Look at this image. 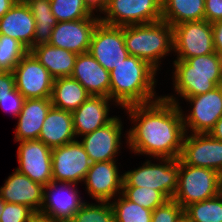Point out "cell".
Wrapping results in <instances>:
<instances>
[{
  "mask_svg": "<svg viewBox=\"0 0 222 222\" xmlns=\"http://www.w3.org/2000/svg\"><path fill=\"white\" fill-rule=\"evenodd\" d=\"M90 94L76 79L70 77H60L54 79L51 104L53 107L73 112L84 103Z\"/></svg>",
  "mask_w": 222,
  "mask_h": 222,
  "instance_id": "cell-26",
  "label": "cell"
},
{
  "mask_svg": "<svg viewBox=\"0 0 222 222\" xmlns=\"http://www.w3.org/2000/svg\"><path fill=\"white\" fill-rule=\"evenodd\" d=\"M83 1L92 12H94V10H96V12L98 10L99 12H102L105 9L106 4L108 2V0H83Z\"/></svg>",
  "mask_w": 222,
  "mask_h": 222,
  "instance_id": "cell-41",
  "label": "cell"
},
{
  "mask_svg": "<svg viewBox=\"0 0 222 222\" xmlns=\"http://www.w3.org/2000/svg\"><path fill=\"white\" fill-rule=\"evenodd\" d=\"M100 22L111 26L148 24L162 20V0H108Z\"/></svg>",
  "mask_w": 222,
  "mask_h": 222,
  "instance_id": "cell-7",
  "label": "cell"
},
{
  "mask_svg": "<svg viewBox=\"0 0 222 222\" xmlns=\"http://www.w3.org/2000/svg\"><path fill=\"white\" fill-rule=\"evenodd\" d=\"M28 49L17 39L0 34V65L13 71Z\"/></svg>",
  "mask_w": 222,
  "mask_h": 222,
  "instance_id": "cell-34",
  "label": "cell"
},
{
  "mask_svg": "<svg viewBox=\"0 0 222 222\" xmlns=\"http://www.w3.org/2000/svg\"><path fill=\"white\" fill-rule=\"evenodd\" d=\"M123 177L118 173L115 161L95 162L83 180L88 195L94 200L111 202L117 193H122ZM121 191V192H120Z\"/></svg>",
  "mask_w": 222,
  "mask_h": 222,
  "instance_id": "cell-18",
  "label": "cell"
},
{
  "mask_svg": "<svg viewBox=\"0 0 222 222\" xmlns=\"http://www.w3.org/2000/svg\"><path fill=\"white\" fill-rule=\"evenodd\" d=\"M52 180L66 183H79L84 180L92 165L80 141L75 140L52 149Z\"/></svg>",
  "mask_w": 222,
  "mask_h": 222,
  "instance_id": "cell-10",
  "label": "cell"
},
{
  "mask_svg": "<svg viewBox=\"0 0 222 222\" xmlns=\"http://www.w3.org/2000/svg\"><path fill=\"white\" fill-rule=\"evenodd\" d=\"M44 186L34 182L17 169L0 188L3 201L30 207L39 213L43 204Z\"/></svg>",
  "mask_w": 222,
  "mask_h": 222,
  "instance_id": "cell-19",
  "label": "cell"
},
{
  "mask_svg": "<svg viewBox=\"0 0 222 222\" xmlns=\"http://www.w3.org/2000/svg\"><path fill=\"white\" fill-rule=\"evenodd\" d=\"M71 77L90 95L110 98V73L89 52L77 55Z\"/></svg>",
  "mask_w": 222,
  "mask_h": 222,
  "instance_id": "cell-20",
  "label": "cell"
},
{
  "mask_svg": "<svg viewBox=\"0 0 222 222\" xmlns=\"http://www.w3.org/2000/svg\"><path fill=\"white\" fill-rule=\"evenodd\" d=\"M204 20L210 23L222 20V0H205Z\"/></svg>",
  "mask_w": 222,
  "mask_h": 222,
  "instance_id": "cell-38",
  "label": "cell"
},
{
  "mask_svg": "<svg viewBox=\"0 0 222 222\" xmlns=\"http://www.w3.org/2000/svg\"><path fill=\"white\" fill-rule=\"evenodd\" d=\"M124 39L129 55L146 61L156 71L159 60L173 51V27L164 20L124 26Z\"/></svg>",
  "mask_w": 222,
  "mask_h": 222,
  "instance_id": "cell-4",
  "label": "cell"
},
{
  "mask_svg": "<svg viewBox=\"0 0 222 222\" xmlns=\"http://www.w3.org/2000/svg\"><path fill=\"white\" fill-rule=\"evenodd\" d=\"M178 222H193L185 214L178 220Z\"/></svg>",
  "mask_w": 222,
  "mask_h": 222,
  "instance_id": "cell-46",
  "label": "cell"
},
{
  "mask_svg": "<svg viewBox=\"0 0 222 222\" xmlns=\"http://www.w3.org/2000/svg\"><path fill=\"white\" fill-rule=\"evenodd\" d=\"M15 78L11 71L0 75V99L15 89Z\"/></svg>",
  "mask_w": 222,
  "mask_h": 222,
  "instance_id": "cell-39",
  "label": "cell"
},
{
  "mask_svg": "<svg viewBox=\"0 0 222 222\" xmlns=\"http://www.w3.org/2000/svg\"><path fill=\"white\" fill-rule=\"evenodd\" d=\"M184 214L193 222H222V196L189 204Z\"/></svg>",
  "mask_w": 222,
  "mask_h": 222,
  "instance_id": "cell-29",
  "label": "cell"
},
{
  "mask_svg": "<svg viewBox=\"0 0 222 222\" xmlns=\"http://www.w3.org/2000/svg\"><path fill=\"white\" fill-rule=\"evenodd\" d=\"M109 73L110 99L123 109L151 103L162 97L155 96L156 70L138 57L129 55Z\"/></svg>",
  "mask_w": 222,
  "mask_h": 222,
  "instance_id": "cell-2",
  "label": "cell"
},
{
  "mask_svg": "<svg viewBox=\"0 0 222 222\" xmlns=\"http://www.w3.org/2000/svg\"><path fill=\"white\" fill-rule=\"evenodd\" d=\"M157 159L160 164L146 160L141 167L125 172L123 187L152 188L160 191L168 200L173 199L178 186L179 159Z\"/></svg>",
  "mask_w": 222,
  "mask_h": 222,
  "instance_id": "cell-5",
  "label": "cell"
},
{
  "mask_svg": "<svg viewBox=\"0 0 222 222\" xmlns=\"http://www.w3.org/2000/svg\"><path fill=\"white\" fill-rule=\"evenodd\" d=\"M18 0H0V18L9 11Z\"/></svg>",
  "mask_w": 222,
  "mask_h": 222,
  "instance_id": "cell-43",
  "label": "cell"
},
{
  "mask_svg": "<svg viewBox=\"0 0 222 222\" xmlns=\"http://www.w3.org/2000/svg\"><path fill=\"white\" fill-rule=\"evenodd\" d=\"M174 96L126 107L135 126L127 132L129 148L136 154L179 159L185 136L183 111Z\"/></svg>",
  "mask_w": 222,
  "mask_h": 222,
  "instance_id": "cell-1",
  "label": "cell"
},
{
  "mask_svg": "<svg viewBox=\"0 0 222 222\" xmlns=\"http://www.w3.org/2000/svg\"><path fill=\"white\" fill-rule=\"evenodd\" d=\"M122 195V196H120ZM117 201L110 202L113 209L115 222H151L152 210L143 208L128 200L122 193Z\"/></svg>",
  "mask_w": 222,
  "mask_h": 222,
  "instance_id": "cell-30",
  "label": "cell"
},
{
  "mask_svg": "<svg viewBox=\"0 0 222 222\" xmlns=\"http://www.w3.org/2000/svg\"><path fill=\"white\" fill-rule=\"evenodd\" d=\"M217 192L219 196H222V170L218 172Z\"/></svg>",
  "mask_w": 222,
  "mask_h": 222,
  "instance_id": "cell-45",
  "label": "cell"
},
{
  "mask_svg": "<svg viewBox=\"0 0 222 222\" xmlns=\"http://www.w3.org/2000/svg\"><path fill=\"white\" fill-rule=\"evenodd\" d=\"M218 172L204 167L186 165L179 158L178 186L173 199L183 208L218 195Z\"/></svg>",
  "mask_w": 222,
  "mask_h": 222,
  "instance_id": "cell-6",
  "label": "cell"
},
{
  "mask_svg": "<svg viewBox=\"0 0 222 222\" xmlns=\"http://www.w3.org/2000/svg\"><path fill=\"white\" fill-rule=\"evenodd\" d=\"M122 121L115 117L106 125L83 135L80 143L92 163L115 161L121 147Z\"/></svg>",
  "mask_w": 222,
  "mask_h": 222,
  "instance_id": "cell-16",
  "label": "cell"
},
{
  "mask_svg": "<svg viewBox=\"0 0 222 222\" xmlns=\"http://www.w3.org/2000/svg\"><path fill=\"white\" fill-rule=\"evenodd\" d=\"M180 159L196 167L222 170V141L216 140L209 133H185Z\"/></svg>",
  "mask_w": 222,
  "mask_h": 222,
  "instance_id": "cell-13",
  "label": "cell"
},
{
  "mask_svg": "<svg viewBox=\"0 0 222 222\" xmlns=\"http://www.w3.org/2000/svg\"><path fill=\"white\" fill-rule=\"evenodd\" d=\"M50 5L51 11L58 22L99 18L83 0H50Z\"/></svg>",
  "mask_w": 222,
  "mask_h": 222,
  "instance_id": "cell-31",
  "label": "cell"
},
{
  "mask_svg": "<svg viewBox=\"0 0 222 222\" xmlns=\"http://www.w3.org/2000/svg\"><path fill=\"white\" fill-rule=\"evenodd\" d=\"M69 222H115L110 202L98 201V204L85 202Z\"/></svg>",
  "mask_w": 222,
  "mask_h": 222,
  "instance_id": "cell-32",
  "label": "cell"
},
{
  "mask_svg": "<svg viewBox=\"0 0 222 222\" xmlns=\"http://www.w3.org/2000/svg\"><path fill=\"white\" fill-rule=\"evenodd\" d=\"M30 222H61V221H57L51 217L42 215L40 213H36Z\"/></svg>",
  "mask_w": 222,
  "mask_h": 222,
  "instance_id": "cell-44",
  "label": "cell"
},
{
  "mask_svg": "<svg viewBox=\"0 0 222 222\" xmlns=\"http://www.w3.org/2000/svg\"><path fill=\"white\" fill-rule=\"evenodd\" d=\"M183 214L184 208L174 199H169L152 211L151 222H178Z\"/></svg>",
  "mask_w": 222,
  "mask_h": 222,
  "instance_id": "cell-35",
  "label": "cell"
},
{
  "mask_svg": "<svg viewBox=\"0 0 222 222\" xmlns=\"http://www.w3.org/2000/svg\"><path fill=\"white\" fill-rule=\"evenodd\" d=\"M35 214L28 206L5 202L0 222H30Z\"/></svg>",
  "mask_w": 222,
  "mask_h": 222,
  "instance_id": "cell-36",
  "label": "cell"
},
{
  "mask_svg": "<svg viewBox=\"0 0 222 222\" xmlns=\"http://www.w3.org/2000/svg\"><path fill=\"white\" fill-rule=\"evenodd\" d=\"M60 183L61 186L57 189ZM75 186V183L52 180L44 186L43 204L39 213L57 221L69 222L85 203L81 200L82 197L79 196Z\"/></svg>",
  "mask_w": 222,
  "mask_h": 222,
  "instance_id": "cell-14",
  "label": "cell"
},
{
  "mask_svg": "<svg viewBox=\"0 0 222 222\" xmlns=\"http://www.w3.org/2000/svg\"><path fill=\"white\" fill-rule=\"evenodd\" d=\"M35 19L23 0H18L0 18V34L17 39L30 51L33 48Z\"/></svg>",
  "mask_w": 222,
  "mask_h": 222,
  "instance_id": "cell-21",
  "label": "cell"
},
{
  "mask_svg": "<svg viewBox=\"0 0 222 222\" xmlns=\"http://www.w3.org/2000/svg\"><path fill=\"white\" fill-rule=\"evenodd\" d=\"M173 51L177 53L175 60L214 53L212 23L202 20L173 26Z\"/></svg>",
  "mask_w": 222,
  "mask_h": 222,
  "instance_id": "cell-8",
  "label": "cell"
},
{
  "mask_svg": "<svg viewBox=\"0 0 222 222\" xmlns=\"http://www.w3.org/2000/svg\"><path fill=\"white\" fill-rule=\"evenodd\" d=\"M30 52L54 79L72 75L77 54L49 43L37 45Z\"/></svg>",
  "mask_w": 222,
  "mask_h": 222,
  "instance_id": "cell-25",
  "label": "cell"
},
{
  "mask_svg": "<svg viewBox=\"0 0 222 222\" xmlns=\"http://www.w3.org/2000/svg\"><path fill=\"white\" fill-rule=\"evenodd\" d=\"M20 173L46 186L52 181V149L40 140L20 141L17 150Z\"/></svg>",
  "mask_w": 222,
  "mask_h": 222,
  "instance_id": "cell-15",
  "label": "cell"
},
{
  "mask_svg": "<svg viewBox=\"0 0 222 222\" xmlns=\"http://www.w3.org/2000/svg\"><path fill=\"white\" fill-rule=\"evenodd\" d=\"M109 101L106 96L90 95L75 111L72 112L75 136H83L109 123Z\"/></svg>",
  "mask_w": 222,
  "mask_h": 222,
  "instance_id": "cell-22",
  "label": "cell"
},
{
  "mask_svg": "<svg viewBox=\"0 0 222 222\" xmlns=\"http://www.w3.org/2000/svg\"><path fill=\"white\" fill-rule=\"evenodd\" d=\"M205 0H162V20L172 27L204 20Z\"/></svg>",
  "mask_w": 222,
  "mask_h": 222,
  "instance_id": "cell-27",
  "label": "cell"
},
{
  "mask_svg": "<svg viewBox=\"0 0 222 222\" xmlns=\"http://www.w3.org/2000/svg\"><path fill=\"white\" fill-rule=\"evenodd\" d=\"M52 106L50 98L25 99L18 115L15 141L38 140L44 120Z\"/></svg>",
  "mask_w": 222,
  "mask_h": 222,
  "instance_id": "cell-23",
  "label": "cell"
},
{
  "mask_svg": "<svg viewBox=\"0 0 222 222\" xmlns=\"http://www.w3.org/2000/svg\"><path fill=\"white\" fill-rule=\"evenodd\" d=\"M99 22V18L58 22L54 26L49 44L77 55L87 53L94 29Z\"/></svg>",
  "mask_w": 222,
  "mask_h": 222,
  "instance_id": "cell-17",
  "label": "cell"
},
{
  "mask_svg": "<svg viewBox=\"0 0 222 222\" xmlns=\"http://www.w3.org/2000/svg\"><path fill=\"white\" fill-rule=\"evenodd\" d=\"M75 138L72 112L52 106L44 120L38 140L53 149L71 143Z\"/></svg>",
  "mask_w": 222,
  "mask_h": 222,
  "instance_id": "cell-24",
  "label": "cell"
},
{
  "mask_svg": "<svg viewBox=\"0 0 222 222\" xmlns=\"http://www.w3.org/2000/svg\"><path fill=\"white\" fill-rule=\"evenodd\" d=\"M35 19L33 47L49 43L54 26L58 23L51 11L50 0H23Z\"/></svg>",
  "mask_w": 222,
  "mask_h": 222,
  "instance_id": "cell-28",
  "label": "cell"
},
{
  "mask_svg": "<svg viewBox=\"0 0 222 222\" xmlns=\"http://www.w3.org/2000/svg\"><path fill=\"white\" fill-rule=\"evenodd\" d=\"M185 100L193 106L189 115L182 114L185 133L188 128L191 133H209L222 116L221 87L217 86L205 94L186 97Z\"/></svg>",
  "mask_w": 222,
  "mask_h": 222,
  "instance_id": "cell-12",
  "label": "cell"
},
{
  "mask_svg": "<svg viewBox=\"0 0 222 222\" xmlns=\"http://www.w3.org/2000/svg\"><path fill=\"white\" fill-rule=\"evenodd\" d=\"M24 100V96L15 88L8 95L0 99V106L3 110L9 111L13 116L18 117L21 113Z\"/></svg>",
  "mask_w": 222,
  "mask_h": 222,
  "instance_id": "cell-37",
  "label": "cell"
},
{
  "mask_svg": "<svg viewBox=\"0 0 222 222\" xmlns=\"http://www.w3.org/2000/svg\"><path fill=\"white\" fill-rule=\"evenodd\" d=\"M5 72H7V70L0 65V75L4 74Z\"/></svg>",
  "mask_w": 222,
  "mask_h": 222,
  "instance_id": "cell-48",
  "label": "cell"
},
{
  "mask_svg": "<svg viewBox=\"0 0 222 222\" xmlns=\"http://www.w3.org/2000/svg\"><path fill=\"white\" fill-rule=\"evenodd\" d=\"M16 89L25 99L50 98L54 78L28 51L13 69Z\"/></svg>",
  "mask_w": 222,
  "mask_h": 222,
  "instance_id": "cell-11",
  "label": "cell"
},
{
  "mask_svg": "<svg viewBox=\"0 0 222 222\" xmlns=\"http://www.w3.org/2000/svg\"><path fill=\"white\" fill-rule=\"evenodd\" d=\"M209 134L216 140L222 141V116L209 131Z\"/></svg>",
  "mask_w": 222,
  "mask_h": 222,
  "instance_id": "cell-42",
  "label": "cell"
},
{
  "mask_svg": "<svg viewBox=\"0 0 222 222\" xmlns=\"http://www.w3.org/2000/svg\"><path fill=\"white\" fill-rule=\"evenodd\" d=\"M173 62L174 90L184 99L205 94L222 82V56L217 52Z\"/></svg>",
  "mask_w": 222,
  "mask_h": 222,
  "instance_id": "cell-3",
  "label": "cell"
},
{
  "mask_svg": "<svg viewBox=\"0 0 222 222\" xmlns=\"http://www.w3.org/2000/svg\"><path fill=\"white\" fill-rule=\"evenodd\" d=\"M107 71H111L129 56L124 39V26L99 22L94 29L88 51Z\"/></svg>",
  "mask_w": 222,
  "mask_h": 222,
  "instance_id": "cell-9",
  "label": "cell"
},
{
  "mask_svg": "<svg viewBox=\"0 0 222 222\" xmlns=\"http://www.w3.org/2000/svg\"><path fill=\"white\" fill-rule=\"evenodd\" d=\"M215 52L222 56V20L212 23Z\"/></svg>",
  "mask_w": 222,
  "mask_h": 222,
  "instance_id": "cell-40",
  "label": "cell"
},
{
  "mask_svg": "<svg viewBox=\"0 0 222 222\" xmlns=\"http://www.w3.org/2000/svg\"><path fill=\"white\" fill-rule=\"evenodd\" d=\"M5 208V201H3L0 197V216Z\"/></svg>",
  "mask_w": 222,
  "mask_h": 222,
  "instance_id": "cell-47",
  "label": "cell"
},
{
  "mask_svg": "<svg viewBox=\"0 0 222 222\" xmlns=\"http://www.w3.org/2000/svg\"><path fill=\"white\" fill-rule=\"evenodd\" d=\"M122 194L128 200L152 211L168 200L160 191L147 187H122Z\"/></svg>",
  "mask_w": 222,
  "mask_h": 222,
  "instance_id": "cell-33",
  "label": "cell"
}]
</instances>
